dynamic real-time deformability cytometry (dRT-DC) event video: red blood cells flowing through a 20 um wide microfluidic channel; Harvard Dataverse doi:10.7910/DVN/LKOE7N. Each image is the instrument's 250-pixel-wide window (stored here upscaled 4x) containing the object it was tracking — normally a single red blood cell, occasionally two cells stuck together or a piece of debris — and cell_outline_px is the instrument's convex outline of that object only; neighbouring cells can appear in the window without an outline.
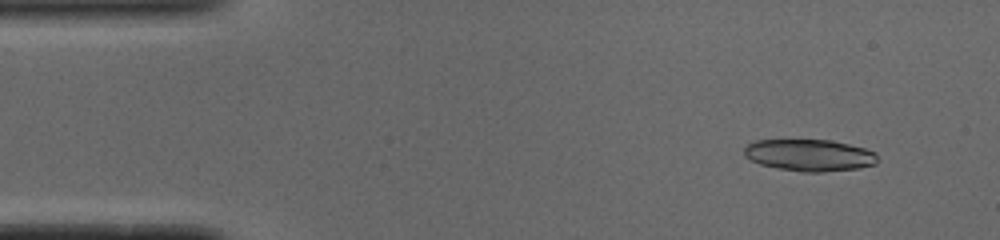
{"species": "common noctule bat (a hibernating species)", "species_latin": "Nyctalus noctula", "temperature_condition": "cold", "stored_images_in_passage": 13, "camera_frame_rate_fps": 3000, "um_per_image_px": 0.085, "animal": {"sex": "male", "body_mass_g": 19.0, "forearm_length_mm": 50.8}, "frame": {"image": 1, "passage_image": 4, "time_ms": 1.0, "image_size_px": [1000, 240], "cell_outline_px": [[876, 164], [860, 168], [824, 172], [800, 172], [760, 164], [744, 156], [744, 148], [748, 144], [756, 140], [828, 140], [848, 144], [864, 148], [876, 152]], "centroid_in_image_um": [68.81, 13.19], "position_along_channel_um": 16.2, "area_um2": 24.62}}